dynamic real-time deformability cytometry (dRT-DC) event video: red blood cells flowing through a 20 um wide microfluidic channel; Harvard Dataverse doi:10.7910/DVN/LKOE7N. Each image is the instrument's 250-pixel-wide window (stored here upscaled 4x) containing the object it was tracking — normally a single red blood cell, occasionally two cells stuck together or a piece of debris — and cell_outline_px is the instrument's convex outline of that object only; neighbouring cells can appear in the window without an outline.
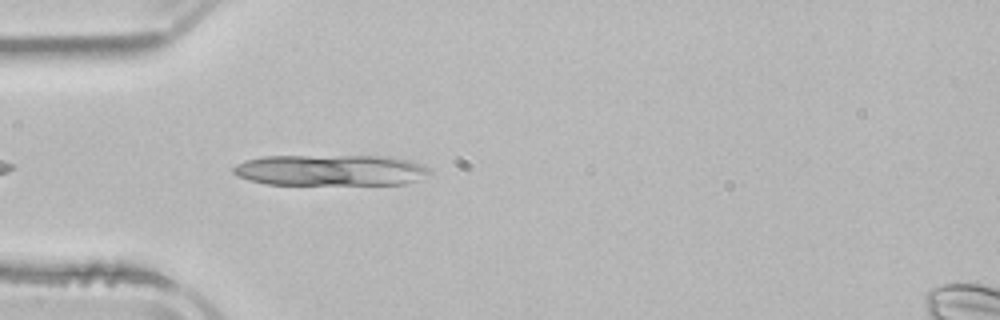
{"species": "common noctule bat (a hibernating species)", "species_latin": "Nyctalus noctula", "temperature_condition": "room temperature", "stored_images_in_passage": 4, "camera_frame_rate_fps": 3000, "um_per_image_px": 0.085, "animal": {"sex": "male", "body_mass_g": 21.5, "forearm_length_mm": 52.0}, "frame": {"image": 1, "passage_image": 4, "time_ms": 4.333, "image_size_px": [1000, 320], "cell_outline_px": [[432, 172], [420, 180], [404, 184], [264, 184], [248, 180], [232, 172], [232, 168], [236, 164], [248, 160], [264, 156], [388, 156], [408, 160], [424, 164]], "centroid_in_image_um": [28.14, 14.46], "position_along_channel_um": 56.9, "area_um2": 35.66}}